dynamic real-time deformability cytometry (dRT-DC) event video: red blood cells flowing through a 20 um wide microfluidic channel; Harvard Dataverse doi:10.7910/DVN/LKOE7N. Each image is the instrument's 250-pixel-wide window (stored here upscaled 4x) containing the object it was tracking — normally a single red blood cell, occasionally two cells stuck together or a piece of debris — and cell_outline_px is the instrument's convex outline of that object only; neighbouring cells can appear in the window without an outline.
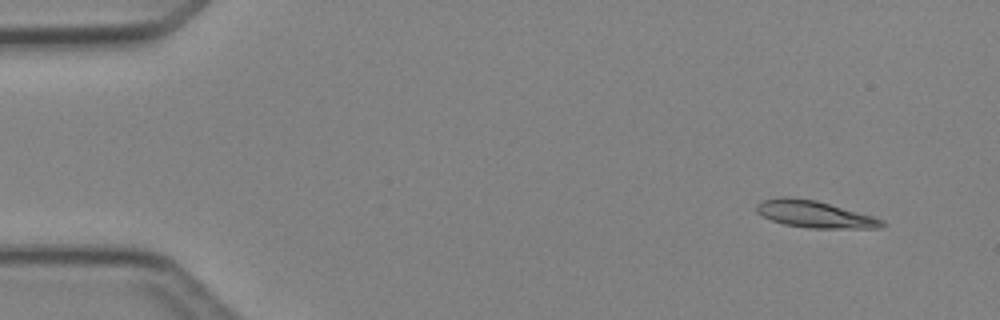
{"species": "Egyptian fruit bat (a non-hibernating species)", "species_latin": "Rousettus aegyptiacus", "temperature_condition": "cold", "stored_images_in_passage": 3, "camera_frame_rate_fps": 3000, "um_per_image_px": 0.085, "animal": {"sex": "female"}, "frame": {"image": 1, "passage_image": 1, "time_ms": 0.0, "image_size_px": [1000, 320], "cell_outline_px": [[888, 224], [880, 228], [808, 228], [784, 224], [772, 220], [756, 212], [756, 204], [764, 200], [780, 196], [788, 196], [816, 200], [872, 216], [884, 220]], "centroid_in_image_um": [69.25, 18.2], "position_along_channel_um": 15.8, "area_um2": 19.65}}